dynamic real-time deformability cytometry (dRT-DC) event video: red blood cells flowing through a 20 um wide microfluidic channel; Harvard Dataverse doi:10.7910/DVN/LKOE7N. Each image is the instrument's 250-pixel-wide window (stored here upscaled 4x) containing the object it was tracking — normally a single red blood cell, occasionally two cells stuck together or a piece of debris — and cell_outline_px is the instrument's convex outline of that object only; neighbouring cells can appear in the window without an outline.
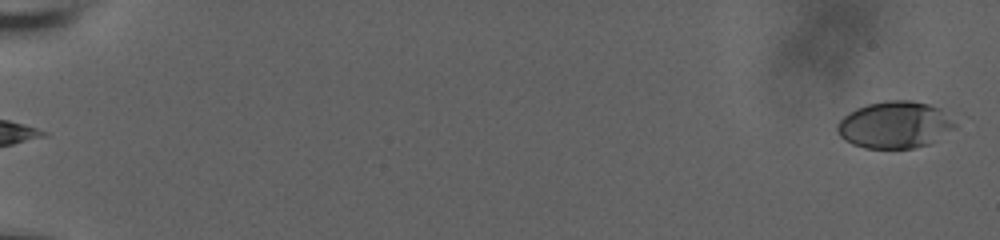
{"species": "human", "species_latin": "Homo sapiens", "temperature_condition": "room temperature", "stored_images_in_passage": 59, "camera_frame_rate_fps": 3000, "um_per_image_px": 0.085, "donor": {"sex": "male"}, "frame": {"image": 1, "passage_image": 1, "time_ms": 0.0, "image_size_px": [1000, 240], "cell_outline_px": [[956, 128], [928, 144], [912, 148], [864, 148], [852, 144], [844, 140], [840, 136], [836, 128], [836, 124], [844, 116], [856, 108], [868, 104], [884, 100], [912, 100], [928, 104], [940, 108], [956, 124]], "centroid_in_image_um": [76.04, 10.6], "position_along_channel_um": 9.0, "area_um2": 32.14}}
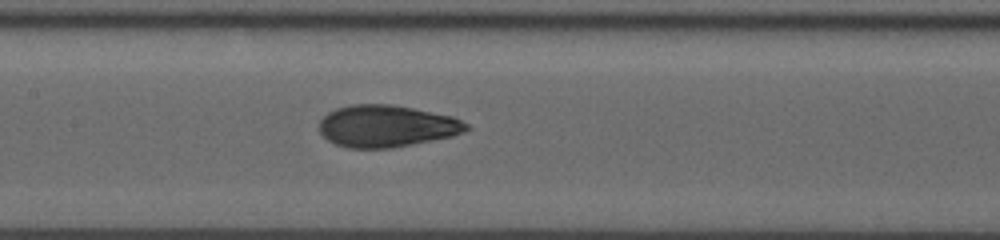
{"frame": {"image": 2, "passage_image": 32, "time_ms": 10.333, "image_size_px": [1000, 240], "cell_outline_px": [[472, 128], [464, 132], [452, 136], [392, 148], [348, 148], [336, 144], [328, 140], [320, 132], [320, 120], [328, 112], [336, 108], [352, 104], [392, 104], [452, 116], [468, 124]], "centroid_in_image_um": [32.86, 10.72], "position_along_channel_um": 174.5, "area_um2": 35.89}}
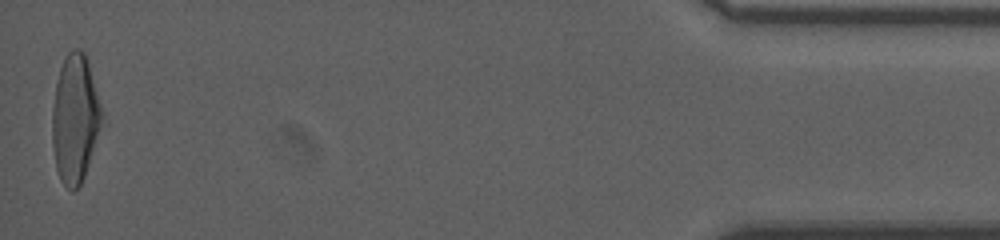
{"frame": {"image": 3, "passage_image": 59, "time_ms": 19.333, "image_size_px": [1000, 240], "cell_outline_px": [[104, 116], [84, 176], [80, 184], [72, 192], [60, 180], [56, 168], [52, 144], [52, 108], [56, 84], [60, 68], [64, 56], [72, 48], [76, 48], [84, 52], [88, 60], [104, 112]], "centroid_in_image_um": [6.38, 10.04], "position_along_channel_um": 428.8, "area_um2": 37.22}, "authors_computed_cell_mechanics": {"area_um2": 35.0846, "velocity_mm_per_s": 3.7209, "shape_relaxation_time_tau1_ms": 9.3169, "shape_relaxation_time_tau2_ms": 1.023, "deformation_change_tau1": 0.2787, "deformation_change_tau2": 0.0707}}